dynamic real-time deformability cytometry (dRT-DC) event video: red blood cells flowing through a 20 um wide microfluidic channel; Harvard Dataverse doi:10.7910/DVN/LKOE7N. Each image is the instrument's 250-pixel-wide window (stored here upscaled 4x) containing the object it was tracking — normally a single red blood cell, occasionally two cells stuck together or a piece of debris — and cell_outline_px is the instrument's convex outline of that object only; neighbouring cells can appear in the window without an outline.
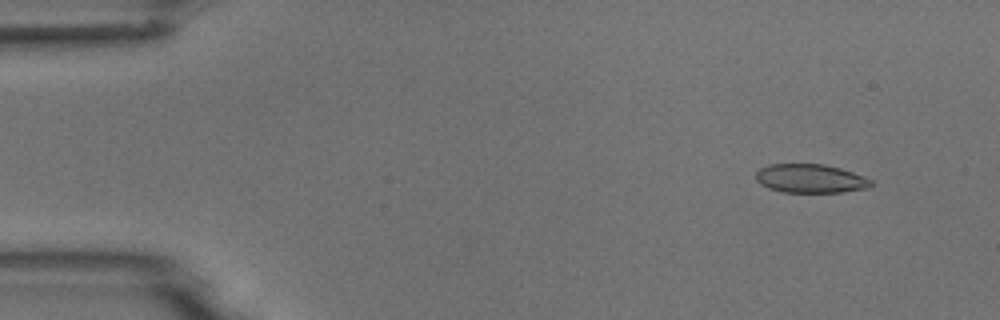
{"species": "common noctule bat (a hibernating species)", "species_latin": "Nyctalus noctula", "temperature_condition": "room temperature", "stored_images_in_passage": 53, "camera_frame_rate_fps": 3000, "um_per_image_px": 0.085, "animal": {"sex": "male", "body_mass_g": 18.8}, "frame": {"image": 1, "passage_image": 5, "time_ms": 1.333, "image_size_px": [1000, 320], "cell_outline_px": [[872, 184], [868, 188], [844, 192], [784, 192], [768, 188], [760, 184], [756, 180], [756, 172], [760, 168], [768, 164], [824, 164], [840, 168], [864, 176], [872, 180]], "centroid_in_image_um": [68.88, 15.17], "position_along_channel_um": 16.1, "area_um2": 19.36}}
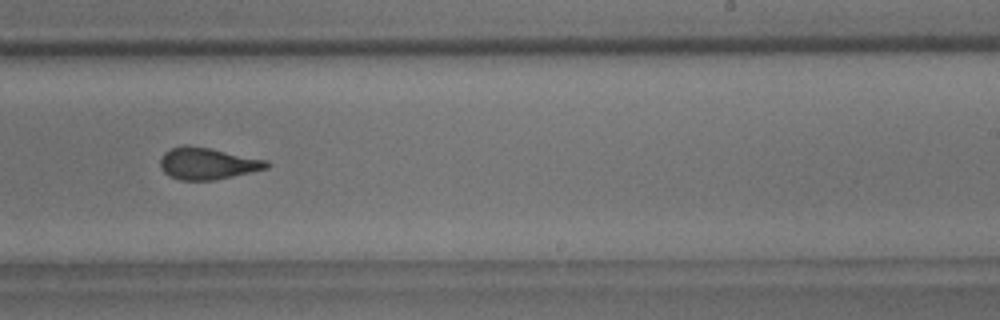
{"frame": {"image": 2, "passage_image": 33, "time_ms": 10.667, "image_size_px": [1000, 320], "cell_outline_px": [[272, 164], [268, 168], [252, 172], [212, 180], [180, 180], [168, 176], [160, 168], [160, 156], [164, 152], [172, 148], [184, 144], [188, 144], [268, 160]], "centroid_in_image_um": [17.62, 13.89], "position_along_channel_um": 271.4, "area_um2": 19.83}}
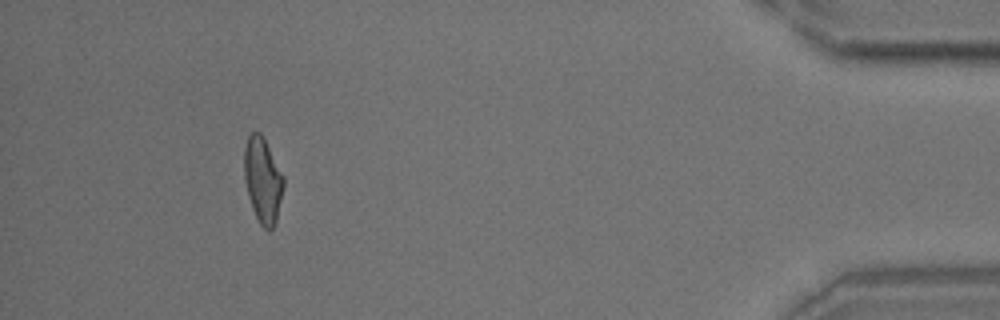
{"frame": {"image": 3, "passage_image": 49, "time_ms": 16.0, "image_size_px": [1000, 320], "cell_outline_px": [[284, 188], [276, 220], [272, 228], [268, 232], [260, 224], [252, 208], [248, 196], [244, 180], [244, 148], [248, 136], [252, 132], [260, 132], [264, 136], [284, 176]], "centroid_in_image_um": [22.34, 15.28], "position_along_channel_um": 412.9, "area_um2": 19.83}}